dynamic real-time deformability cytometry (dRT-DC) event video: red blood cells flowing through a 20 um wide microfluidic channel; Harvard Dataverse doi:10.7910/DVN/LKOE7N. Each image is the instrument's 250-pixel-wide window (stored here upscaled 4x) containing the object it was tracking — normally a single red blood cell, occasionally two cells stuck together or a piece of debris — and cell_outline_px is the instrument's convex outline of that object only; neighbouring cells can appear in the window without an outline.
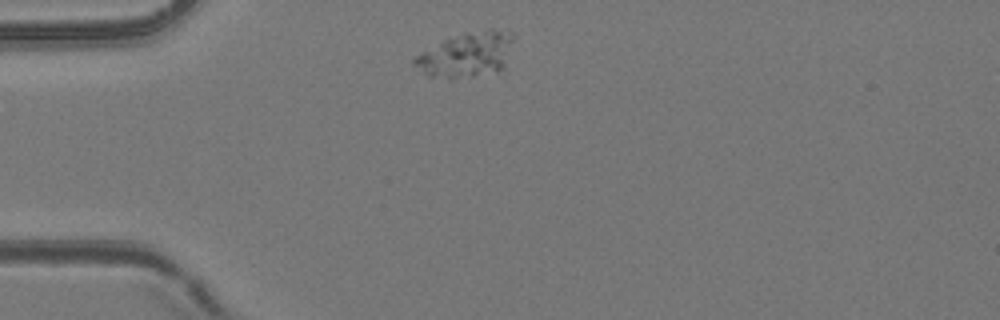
{"species": "common noctule bat (a hibernating species)", "species_latin": "Nyctalus noctula", "temperature_condition": "room temperature", "stored_images_in_passage": 1, "camera_frame_rate_fps": 3000, "um_per_image_px": 0.085, "animal": {"sex": "female", "body_mass_g": 24.6, "forearm_length_mm": 56.2}, "frame": {"image": 1, "passage_image": 1, "time_ms": 0.0, "image_size_px": [1000, 320], "cell_outline_px": [[516, 36], [504, 68], [500, 76], [448, 80], [428, 76], [412, 68], [412, 60], [416, 56], [444, 40], [460, 32], [492, 28]], "centroid_in_image_um": [39.69, 4.72], "position_along_channel_um": 45.3, "area_um2": 27.46}}